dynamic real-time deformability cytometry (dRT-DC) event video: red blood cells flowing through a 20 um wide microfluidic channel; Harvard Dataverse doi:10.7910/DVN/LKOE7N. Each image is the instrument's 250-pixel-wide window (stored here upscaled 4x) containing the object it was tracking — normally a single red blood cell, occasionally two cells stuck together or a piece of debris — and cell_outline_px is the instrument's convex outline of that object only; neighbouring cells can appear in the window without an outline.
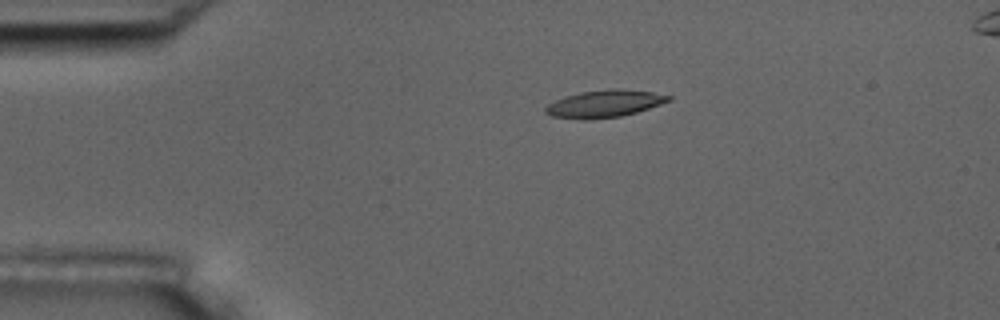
{"species": "common noctule bat (a hibernating species)", "species_latin": "Nyctalus noctula", "temperature_condition": "room temperature", "stored_images_in_passage": 6, "camera_frame_rate_fps": 3000, "um_per_image_px": 0.085, "animal": {"sex": "male", "body_mass_g": 17.5, "forearm_length_mm": 52.3}, "frame": {"image": 1, "passage_image": 4, "time_ms": 3.667, "image_size_px": [1000, 320], "cell_outline_px": [[672, 100], [636, 112], [620, 116], [588, 120], [580, 120], [552, 116], [544, 112], [544, 108], [548, 104], [564, 96], [580, 92], [612, 88], [616, 88], [652, 92], [672, 96]], "centroid_in_image_um": [51.34, 8.82], "position_along_channel_um": 33.7, "area_um2": 19.59}}